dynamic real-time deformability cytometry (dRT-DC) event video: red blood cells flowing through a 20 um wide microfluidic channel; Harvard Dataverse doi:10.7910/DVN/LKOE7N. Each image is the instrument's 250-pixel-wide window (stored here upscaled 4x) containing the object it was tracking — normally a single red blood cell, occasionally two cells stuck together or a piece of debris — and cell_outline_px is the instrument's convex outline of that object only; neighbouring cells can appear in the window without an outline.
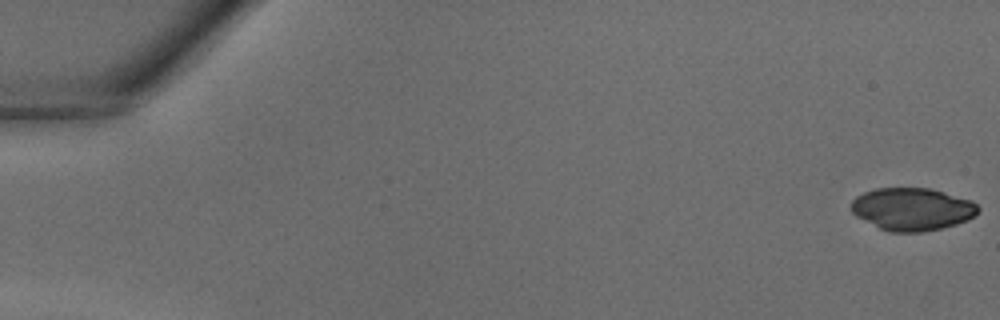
{"species": "common noctule bat (a hibernating species)", "species_latin": "Nyctalus noctula", "temperature_condition": "warm", "stored_images_in_passage": 11, "camera_frame_rate_fps": 3000, "um_per_image_px": 0.085, "animal": {"sex": "male", "body_mass_g": 18.8}, "frame": {"image": 1, "passage_image": 1, "time_ms": 0.0, "image_size_px": [1000, 320], "cell_outline_px": [[980, 208], [976, 216], [968, 220], [956, 224], [924, 232], [892, 232], [880, 228], [856, 216], [852, 212], [852, 200], [856, 196], [864, 192], [876, 188], [928, 188], [944, 192], [972, 200]], "centroid_in_image_um": [77.56, 17.77], "position_along_channel_um": 7.4, "area_um2": 31.5}}